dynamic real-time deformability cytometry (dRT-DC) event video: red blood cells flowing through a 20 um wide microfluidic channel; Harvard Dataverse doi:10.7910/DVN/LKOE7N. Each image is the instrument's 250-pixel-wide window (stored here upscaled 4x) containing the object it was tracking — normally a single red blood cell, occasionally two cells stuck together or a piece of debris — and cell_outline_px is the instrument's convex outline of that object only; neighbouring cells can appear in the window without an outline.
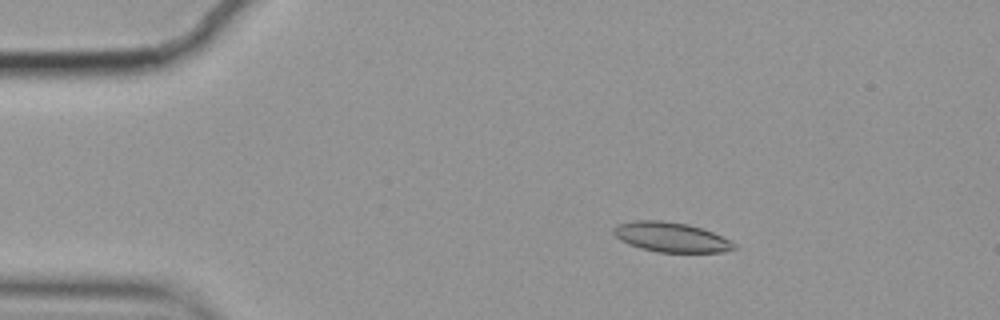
{"species": "common noctule bat (a hibernating species)", "species_latin": "Nyctalus noctula", "temperature_condition": "cold", "stored_images_in_passage": 56, "camera_frame_rate_fps": 3000, "um_per_image_px": 0.085, "animal": {"sex": "female", "body_mass_g": 19.9}, "frame": {"image": 1, "passage_image": 9, "time_ms": 2.667, "image_size_px": [1000, 320], "cell_outline_px": [[736, 248], [724, 252], [656, 252], [640, 248], [628, 244], [620, 240], [612, 232], [612, 228], [616, 224], [632, 220], [660, 220], [688, 224], [712, 232], [736, 244]], "centroid_in_image_um": [56.97, 20.15], "position_along_channel_um": 28.0, "area_um2": 20.92}}
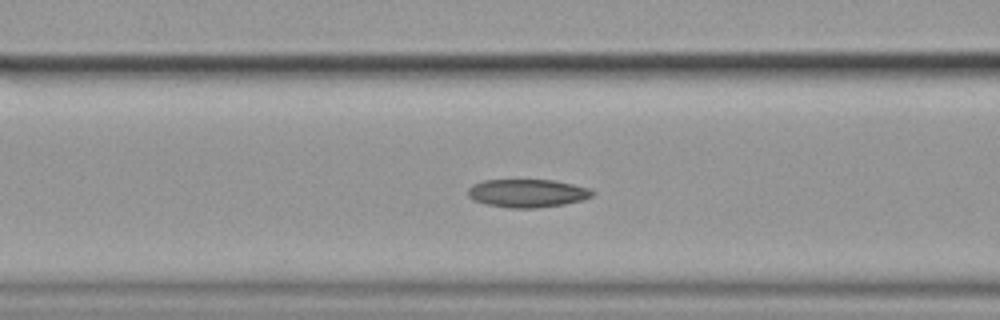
{"frame": {"image": 2, "passage_image": 22, "time_ms": 7.0, "image_size_px": [1000, 320], "cell_outline_px": [[596, 192], [592, 196], [584, 200], [564, 204], [536, 208], [508, 208], [484, 204], [472, 200], [468, 196], [468, 188], [472, 184], [484, 180], [552, 180], [592, 188]], "centroid_in_image_um": [44.83, 16.43], "position_along_channel_um": 121.8, "area_um2": 20.69}}
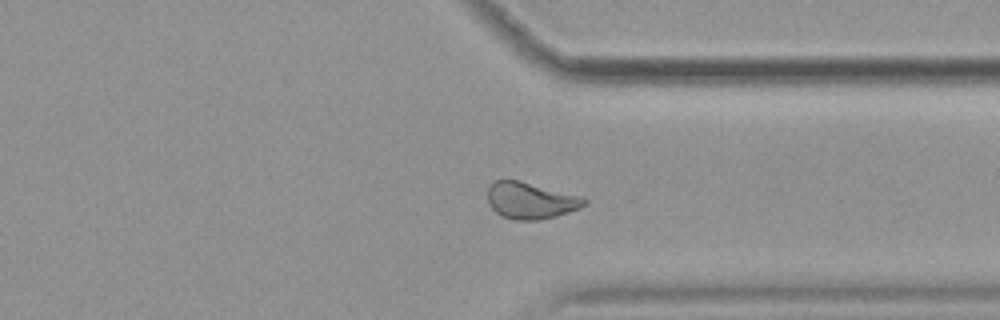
{"frame": {"image": 3, "passage_image": 43, "time_ms": 14.0, "image_size_px": [1000, 320], "cell_outline_px": [[588, 204], [580, 208], [556, 216], [536, 220], [516, 220], [504, 216], [496, 212], [488, 204], [488, 184], [492, 180], [520, 180], [580, 196], [588, 200]], "centroid_in_image_um": [45.09, 17.03], "position_along_channel_um": 366.3, "area_um2": 20.63}, "authors_computed_cell_mechanics": {"area_um2": 20.7213, "velocity_mm_per_s": 3.5019, "shape_relaxation_time_tau1_ms": null, "shape_relaxation_time_tau2_ms": 10.4122, "deformation_change_tau1": null, "deformation_change_tau2": 0.1503}}